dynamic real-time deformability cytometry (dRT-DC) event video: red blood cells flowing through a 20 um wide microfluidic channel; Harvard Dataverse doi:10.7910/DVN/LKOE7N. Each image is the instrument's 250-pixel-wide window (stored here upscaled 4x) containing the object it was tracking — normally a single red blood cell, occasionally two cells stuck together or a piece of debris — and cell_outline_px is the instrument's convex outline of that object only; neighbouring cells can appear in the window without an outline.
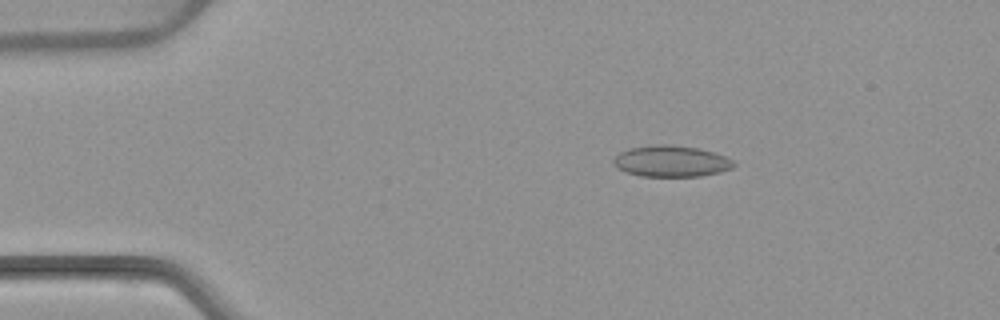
{"species": "common noctule bat (a hibernating species)", "species_latin": "Nyctalus noctula", "temperature_condition": "warm", "stored_images_in_passage": 5, "camera_frame_rate_fps": 3000, "um_per_image_px": 0.085, "animal": {"sex": "female", "body_mass_g": 22.7, "forearm_length_mm": 54.2}, "frame": {"image": 1, "passage_image": 3, "time_ms": 2.333, "image_size_px": [1000, 320], "cell_outline_px": [[736, 164], [732, 168], [720, 172], [700, 176], [640, 176], [616, 168], [612, 160], [620, 152], [632, 148], [652, 144], [668, 144], [700, 148], [724, 156], [732, 160]], "centroid_in_image_um": [57.05, 13.7], "position_along_channel_um": 28.0, "area_um2": 21.85}}
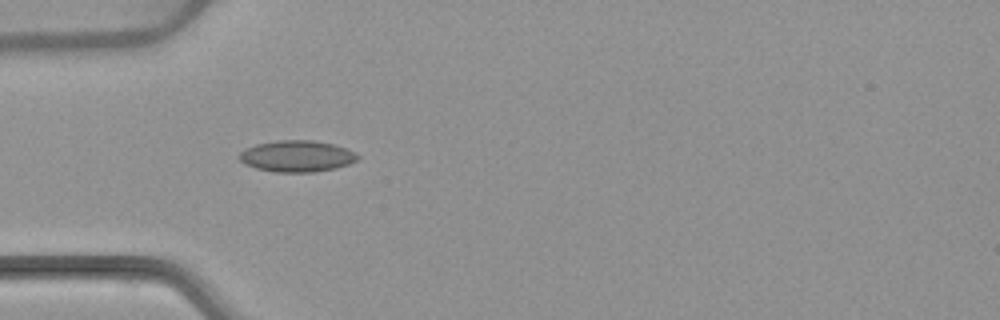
{"frame": {"image": 2, "passage_image": 4, "time_ms": 4.667, "image_size_px": [1000, 320], "cell_outline_px": [[360, 156], [356, 160], [348, 164], [336, 168], [312, 172], [276, 172], [256, 168], [244, 164], [236, 156], [244, 148], [256, 144], [280, 140], [312, 140], [332, 144], [356, 152]], "centroid_in_image_um": [25.2, 13.27], "position_along_channel_um": 59.8, "area_um2": 21.68}}
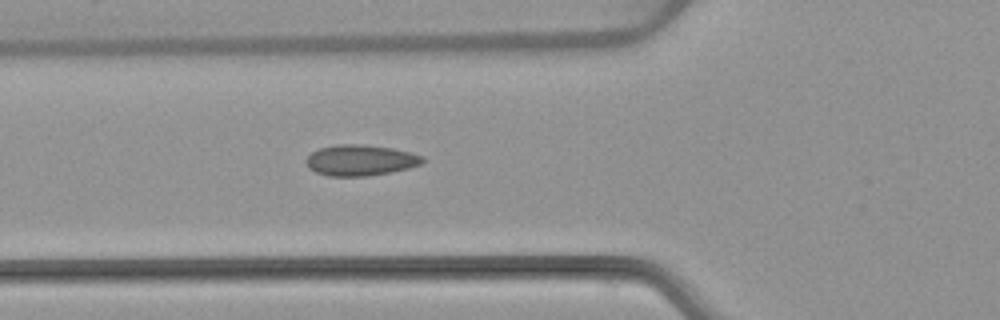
{"frame": {"image": 3, "passage_image": 5, "time_ms": 5.667, "image_size_px": [1000, 320], "cell_outline_px": [[424, 160], [420, 164], [408, 168], [368, 176], [328, 176], [316, 172], [308, 168], [304, 160], [312, 152], [320, 148], [340, 144], [364, 144], [392, 148], [412, 152], [424, 156]], "centroid_in_image_um": [30.62, 13.61], "position_along_channel_um": 95.2, "area_um2": 20.98}}